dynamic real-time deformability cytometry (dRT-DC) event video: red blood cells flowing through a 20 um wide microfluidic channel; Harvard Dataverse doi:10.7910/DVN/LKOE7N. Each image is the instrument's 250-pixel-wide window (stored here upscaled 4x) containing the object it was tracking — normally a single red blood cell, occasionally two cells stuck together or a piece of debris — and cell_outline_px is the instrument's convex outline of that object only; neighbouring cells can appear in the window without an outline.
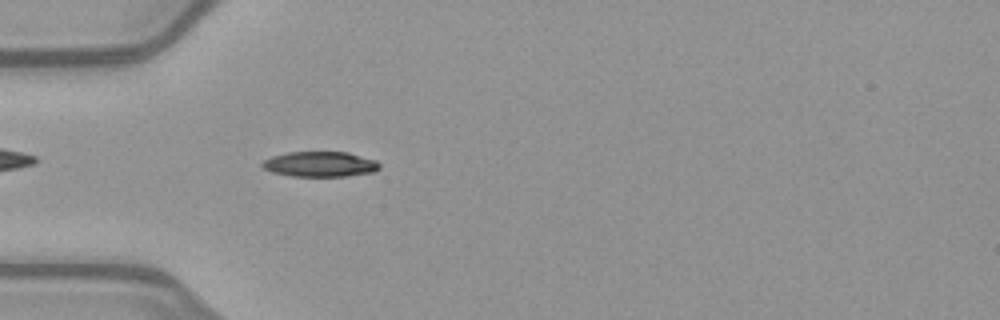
{"species": "common noctule bat (a hibernating species)", "species_latin": "Nyctalus noctula", "temperature_condition": "warm", "stored_images_in_passage": 40, "camera_frame_rate_fps": 3000, "um_per_image_px": 0.085, "animal": {"sex": "female", "body_mass_g": 21.9}, "frame": {"image": 1, "passage_image": 4, "time_ms": 1.0, "image_size_px": [1000, 320], "cell_outline_px": [[380, 168], [372, 172], [348, 176], [292, 176], [272, 172], [264, 168], [260, 164], [264, 160], [272, 156], [288, 152], [348, 152], [376, 160], [380, 164]], "centroid_in_image_um": [27.21, 13.95], "position_along_channel_um": 57.8, "area_um2": 17.22}}
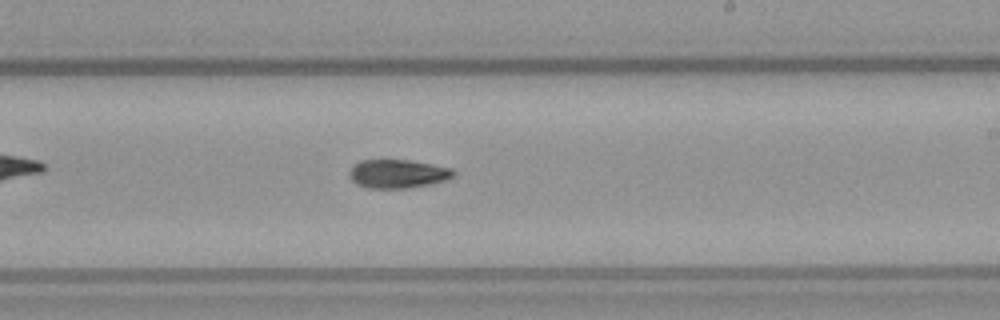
{"frame": {"image": 2, "passage_image": 19, "time_ms": 6.0, "image_size_px": [1000, 320], "cell_outline_px": [[456, 176], [432, 184], [408, 188], [368, 188], [356, 184], [348, 176], [348, 172], [360, 160], [408, 160], [432, 164], [452, 168], [456, 172]], "centroid_in_image_um": [33.83, 14.78], "position_along_channel_um": 255.2, "area_um2": 17.46}}
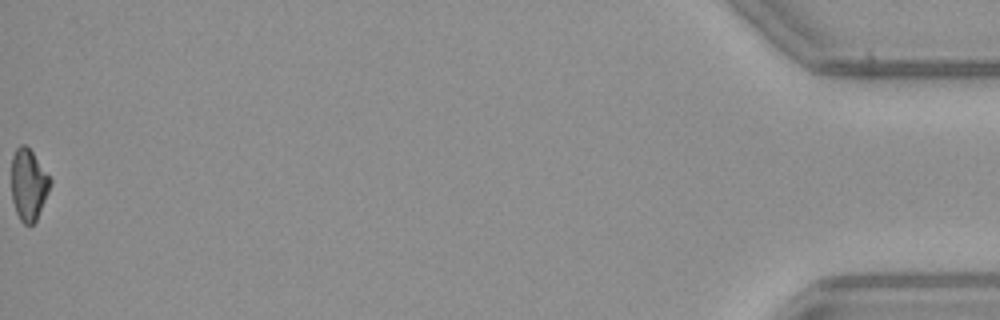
{"frame": {"image": 3, "passage_image": 40, "time_ms": 13.0, "image_size_px": [1000, 320], "cell_outline_px": [[52, 184], [36, 220], [32, 224], [24, 224], [20, 220], [16, 212], [12, 200], [12, 156], [16, 148], [20, 144], [24, 144], [32, 152], [52, 180]], "centroid_in_image_um": [2.42, 15.7], "position_along_channel_um": 432.8, "area_um2": 16.01}}